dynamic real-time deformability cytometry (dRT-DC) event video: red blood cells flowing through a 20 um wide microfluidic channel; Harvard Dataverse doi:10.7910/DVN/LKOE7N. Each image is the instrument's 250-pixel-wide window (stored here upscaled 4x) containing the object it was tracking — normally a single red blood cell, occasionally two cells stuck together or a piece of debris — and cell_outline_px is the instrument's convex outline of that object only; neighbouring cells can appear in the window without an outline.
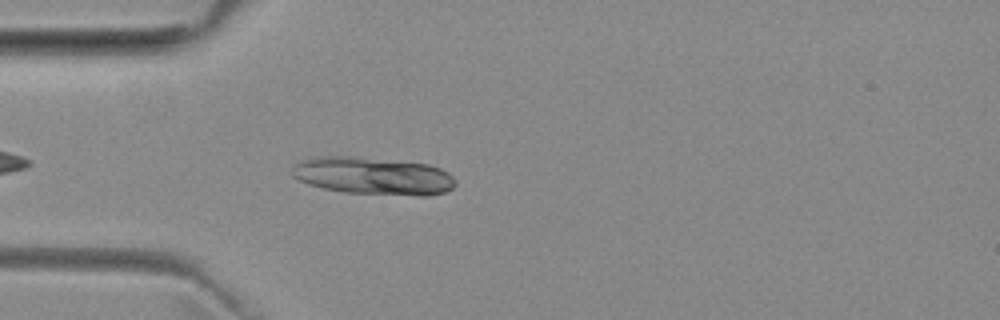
{"species": "common noctule bat (a hibernating species)", "species_latin": "Nyctalus noctula", "temperature_condition": "room temperature", "stored_images_in_passage": 42, "camera_frame_rate_fps": 3000, "um_per_image_px": 0.085, "animal": {"sex": "female", "body_mass_g": 29.2, "forearm_length_mm": 56.3}, "frame": {"image": 1, "passage_image": 5, "time_ms": 1.333, "image_size_px": [1000, 320], "cell_outline_px": [[456, 184], [452, 188], [444, 192], [428, 196], [420, 196], [344, 192], [324, 188], [308, 184], [292, 176], [288, 172], [296, 164], [304, 160], [320, 156], [348, 156], [428, 164], [440, 168], [448, 172], [456, 180]], "centroid_in_image_um": [31.73, 14.96], "position_along_channel_um": 53.3, "area_um2": 35.66}}